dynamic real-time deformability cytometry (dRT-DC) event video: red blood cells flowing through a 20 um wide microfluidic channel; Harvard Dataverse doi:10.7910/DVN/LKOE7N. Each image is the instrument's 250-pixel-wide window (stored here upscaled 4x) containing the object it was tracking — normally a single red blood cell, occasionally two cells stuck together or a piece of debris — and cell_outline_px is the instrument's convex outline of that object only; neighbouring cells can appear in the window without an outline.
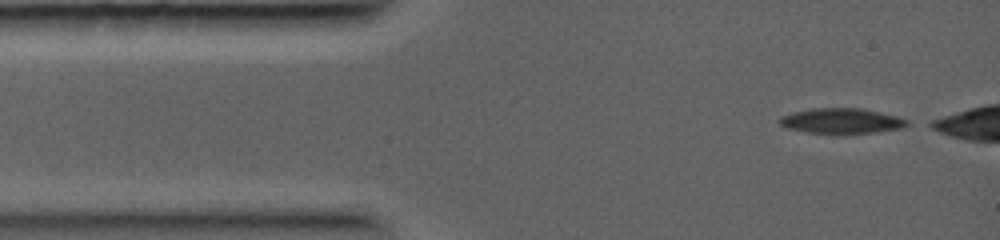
{"species": "common noctule bat (a hibernating species)", "species_latin": "Nyctalus noctula", "temperature_condition": "warm", "stored_images_in_passage": 19, "camera_frame_rate_fps": 5000, "um_per_image_px": 0.085, "animal": {"sex": "female", "body_mass_g": 19.0, "forearm_length_mm": 56.7}, "frame": {"image": 1, "passage_image": 1, "time_ms": 0.0, "image_size_px": [1000, 240], "cell_outline_px": [[912, 124], [904, 128], [844, 136], [808, 132], [788, 128], [780, 124], [776, 120], [780, 116], [792, 112], [812, 108], [860, 108], [880, 112], [896, 116], [908, 120]], "centroid_in_image_um": [71.54, 10.3], "position_along_channel_um": 13.5, "area_um2": 19.48}}
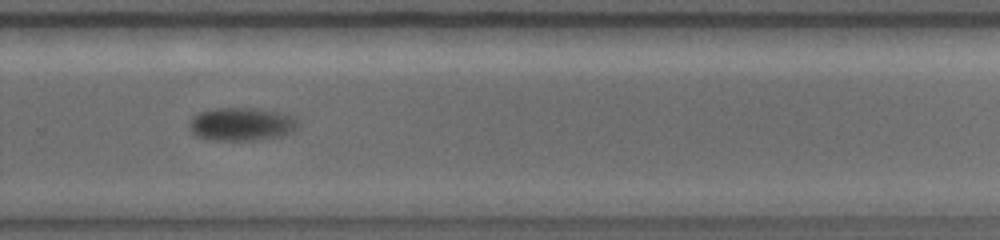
{"frame": {"image": 2, "passage_image": 14, "time_ms": 7.6, "image_size_px": [1000, 240], "cell_outline_px": [[296, 128], [292, 132], [284, 136], [256, 140], [208, 140], [196, 136], [188, 128], [188, 124], [200, 112], [212, 108], [252, 108], [280, 112], [292, 116], [296, 120]], "centroid_in_image_um": [20.51, 10.56], "position_along_channel_um": 309.3, "area_um2": 21.04}}